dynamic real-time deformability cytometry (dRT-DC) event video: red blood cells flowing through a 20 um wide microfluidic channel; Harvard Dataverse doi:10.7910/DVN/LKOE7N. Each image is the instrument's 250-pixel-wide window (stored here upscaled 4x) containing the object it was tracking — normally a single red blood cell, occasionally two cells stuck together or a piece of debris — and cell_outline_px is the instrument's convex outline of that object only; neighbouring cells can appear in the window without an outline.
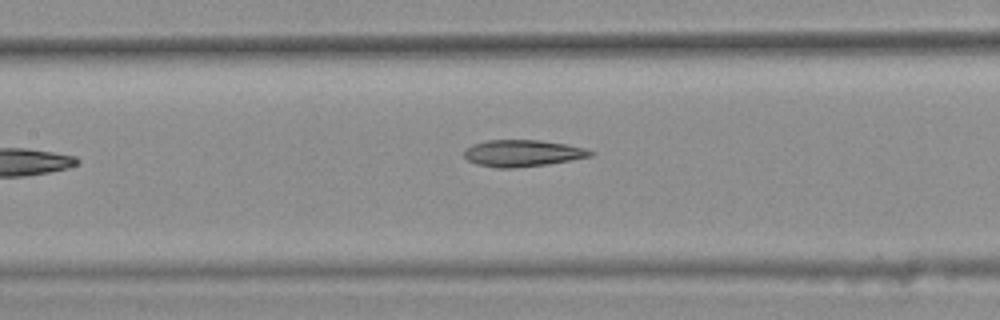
{"species": "common noctule bat (a hibernating species)", "species_latin": "Nyctalus noctula", "temperature_condition": "warm", "stored_images_in_passage": 8, "camera_frame_rate_fps": 3000, "um_per_image_px": 0.085, "animal": {"sex": "female", "body_mass_g": 25.1}, "frame": {"image": 1, "passage_image": 6, "time_ms": 1.667, "image_size_px": [1000, 320], "cell_outline_px": [[596, 152], [592, 156], [572, 160], [544, 164], [512, 168], [496, 168], [476, 164], [468, 160], [464, 156], [464, 148], [472, 144], [484, 140], [540, 140], [568, 144], [584, 148]], "centroid_in_image_um": [44.39, 13.01], "position_along_channel_um": 163.0, "area_um2": 19.77}}
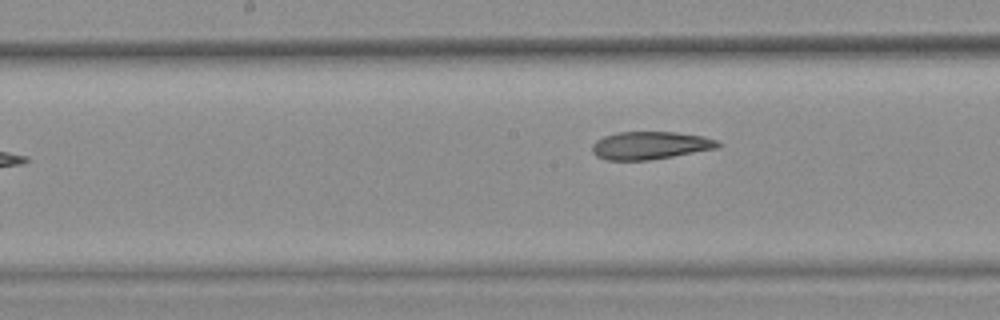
{"frame": {"image": 2, "passage_image": 8, "time_ms": 2.333, "image_size_px": [1000, 320], "cell_outline_px": [[720, 148], [648, 160], [604, 160], [596, 156], [592, 152], [592, 144], [596, 140], [604, 136], [616, 132], [676, 132], [704, 136], [716, 140], [720, 144]], "centroid_in_image_um": [55.25, 12.36], "position_along_channel_um": 193.0, "area_um2": 20.46}}